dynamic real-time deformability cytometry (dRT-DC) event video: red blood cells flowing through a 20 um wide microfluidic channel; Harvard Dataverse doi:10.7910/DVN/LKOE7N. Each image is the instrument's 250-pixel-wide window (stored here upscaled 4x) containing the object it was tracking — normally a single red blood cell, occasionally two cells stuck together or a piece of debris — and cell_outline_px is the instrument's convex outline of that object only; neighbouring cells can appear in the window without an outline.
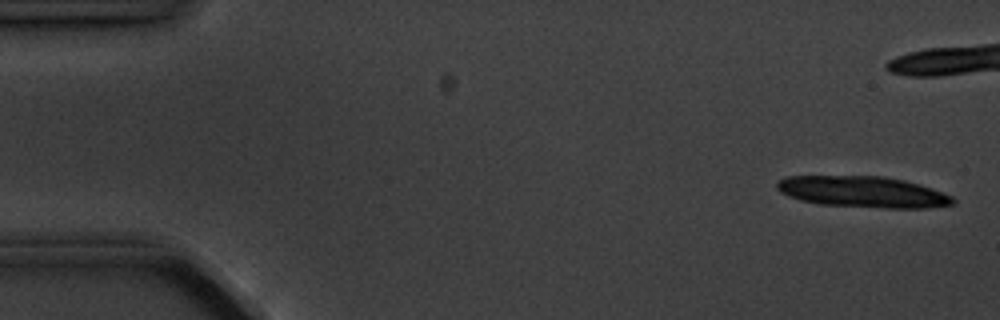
{"species": "common noctule bat (a hibernating species)", "species_latin": "Nyctalus noctula", "temperature_condition": "cold", "stored_images_in_passage": 8, "camera_frame_rate_fps": 3000, "um_per_image_px": 0.085, "animal": {"sex": "male", "body_mass_g": 20.1, "forearm_length_mm": 53.5}, "frame": {"image": 1, "passage_image": 1, "time_ms": 0.0, "image_size_px": [1000, 320], "cell_outline_px": [[956, 200], [952, 204], [928, 208], [884, 208], [820, 204], [800, 200], [788, 196], [780, 192], [776, 188], [776, 184], [780, 180], [788, 176], [884, 176], [904, 180], [932, 188], [952, 196]], "centroid_in_image_um": [73.34, 16.31], "position_along_channel_um": 11.7, "area_um2": 31.96}}